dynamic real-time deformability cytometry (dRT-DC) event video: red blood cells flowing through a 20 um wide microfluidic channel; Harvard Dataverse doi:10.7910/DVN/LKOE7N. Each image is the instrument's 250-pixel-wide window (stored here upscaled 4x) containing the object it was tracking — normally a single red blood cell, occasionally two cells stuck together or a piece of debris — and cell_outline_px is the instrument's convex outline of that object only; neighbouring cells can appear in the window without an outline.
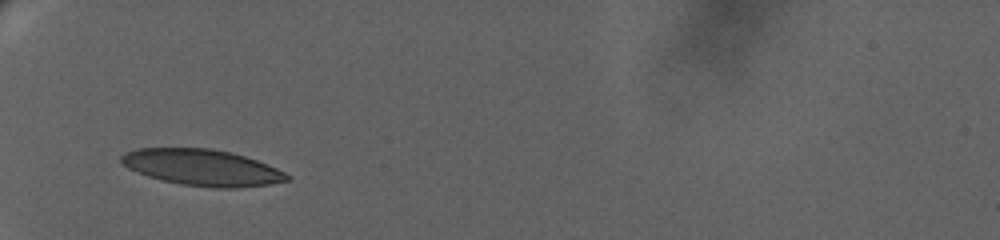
{"species": "human", "species_latin": "Homo sapiens", "temperature_condition": "warm", "stored_images_in_passage": 81, "camera_frame_rate_fps": 3000, "um_per_image_px": 0.085, "donor": {"sex": "female"}, "frame": {"image": 1, "passage_image": 1, "time_ms": 0.0, "image_size_px": [1000, 240], "cell_outline_px": [[292, 176], [288, 180], [268, 184], [236, 188], [212, 188], [184, 184], [164, 180], [148, 176], [136, 172], [128, 168], [120, 160], [120, 156], [124, 152], [136, 148], [212, 148], [244, 156], [256, 160], [276, 168]], "centroid_in_image_um": [17.16, 14.23], "position_along_channel_um": 67.8, "area_um2": 34.8}}
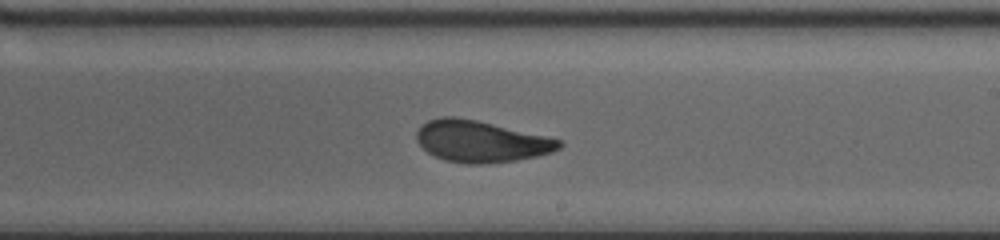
{"frame": {"image": 2, "passage_image": 40, "time_ms": 6.333, "image_size_px": [1000, 240], "cell_outline_px": [[564, 144], [560, 148], [552, 152], [536, 156], [516, 160], [484, 164], [468, 164], [444, 160], [428, 152], [416, 140], [416, 132], [420, 124], [428, 120], [440, 116], [456, 116], [476, 120], [544, 136], [560, 140]], "centroid_in_image_um": [40.83, 12.01], "position_along_channel_um": 248.2, "area_um2": 34.33}}
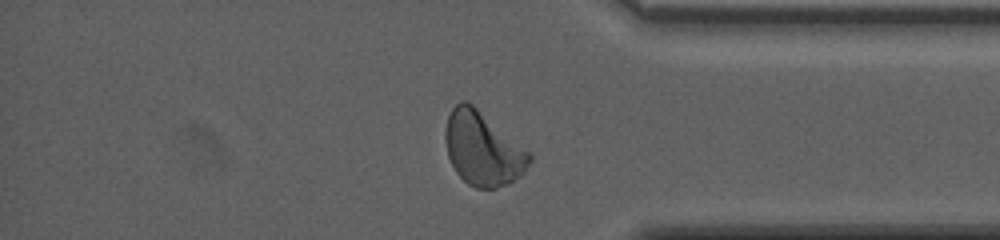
{"frame": {"image": 3, "passage_image": 68, "time_ms": 11.333, "image_size_px": [1000, 240], "cell_outline_px": [[532, 160], [524, 172], [520, 176], [508, 184], [496, 188], [476, 188], [468, 184], [456, 172], [448, 156], [444, 136], [444, 132], [448, 116], [452, 108], [460, 100], [464, 100], [472, 104], [528, 152], [532, 156]], "centroid_in_image_um": [41.0, 12.66], "position_along_channel_um": 394.2, "area_um2": 35.55}, "authors_computed_cell_mechanics": {"area_um2": 34.68, "velocity_mm_per_s": 3.0376, "shape_relaxation_time_tau1_ms": 6.4807, "shape_relaxation_time_tau2_ms": 1.5404, "deformation_change_tau1": 0.184, "deformation_change_tau2": 0.0693}}